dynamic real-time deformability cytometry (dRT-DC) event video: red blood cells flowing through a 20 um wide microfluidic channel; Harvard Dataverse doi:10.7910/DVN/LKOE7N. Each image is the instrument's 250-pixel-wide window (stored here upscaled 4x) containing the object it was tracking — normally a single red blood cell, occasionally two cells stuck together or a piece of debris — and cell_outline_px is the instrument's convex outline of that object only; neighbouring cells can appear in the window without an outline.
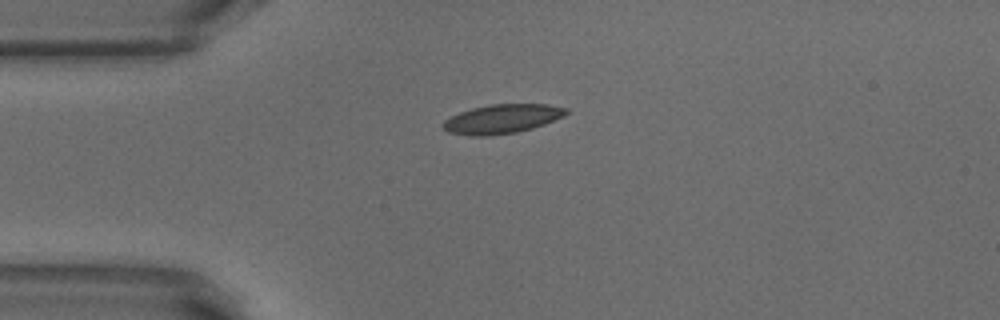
{"species": "common noctule bat (a hibernating species)", "species_latin": "Nyctalus noctula", "temperature_condition": "warm", "stored_images_in_passage": 40, "camera_frame_rate_fps": 3000, "um_per_image_px": 0.085, "animal": {"sex": "male", "body_mass_g": 18.8}, "frame": {"image": 1, "passage_image": 1, "time_ms": 0.0, "image_size_px": [1000, 320], "cell_outline_px": [[568, 112], [564, 116], [544, 124], [532, 128], [516, 132], [492, 136], [468, 136], [448, 132], [444, 128], [444, 120], [460, 112], [472, 108], [492, 104], [548, 104], [568, 108]], "centroid_in_image_um": [42.69, 10.11], "position_along_channel_um": 42.3, "area_um2": 20.87}}
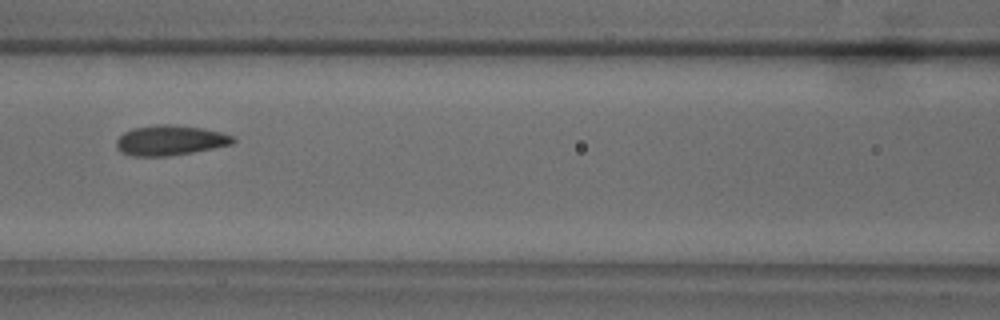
{"frame": {"image": 2, "passage_image": 11, "time_ms": 3.333, "image_size_px": [1000, 320], "cell_outline_px": [[236, 140], [232, 144], [192, 152], [168, 156], [132, 156], [120, 152], [116, 148], [116, 140], [124, 132], [132, 128], [156, 124], [172, 124], [204, 128], [220, 132], [232, 136]], "centroid_in_image_um": [14.42, 11.92], "position_along_channel_um": 152.2, "area_um2": 20.52}}
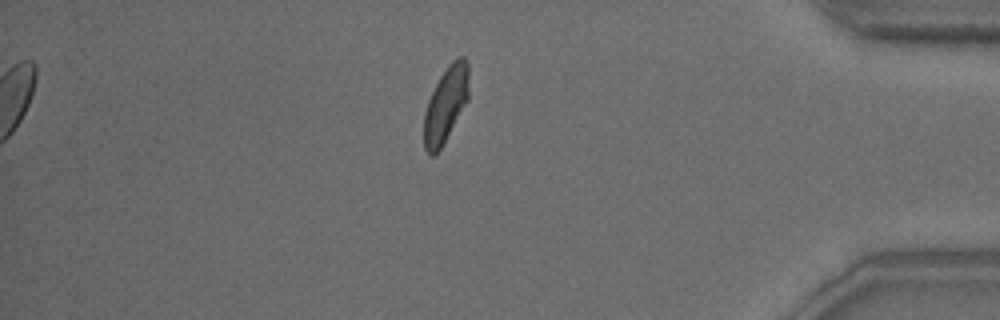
{"frame": {"image": 3, "passage_image": 33, "time_ms": 10.667, "image_size_px": [1000, 320], "cell_outline_px": [[468, 100], [440, 148], [432, 156], [428, 156], [424, 148], [424, 112], [428, 100], [440, 76], [448, 64], [456, 56], [464, 56], [468, 64]], "centroid_in_image_um": [37.88, 8.85], "position_along_channel_um": 397.3, "area_um2": 19.59}, "authors_computed_cell_mechanics": {"area_um2": 20.1433, "velocity_mm_per_s": 3.8417, "shape_relaxation_time_tau1_ms": 3.0359, "shape_relaxation_time_tau2_ms": 1.4849, "deformation_change_tau1": 0.1103, "deformation_change_tau2": 0.0547}}